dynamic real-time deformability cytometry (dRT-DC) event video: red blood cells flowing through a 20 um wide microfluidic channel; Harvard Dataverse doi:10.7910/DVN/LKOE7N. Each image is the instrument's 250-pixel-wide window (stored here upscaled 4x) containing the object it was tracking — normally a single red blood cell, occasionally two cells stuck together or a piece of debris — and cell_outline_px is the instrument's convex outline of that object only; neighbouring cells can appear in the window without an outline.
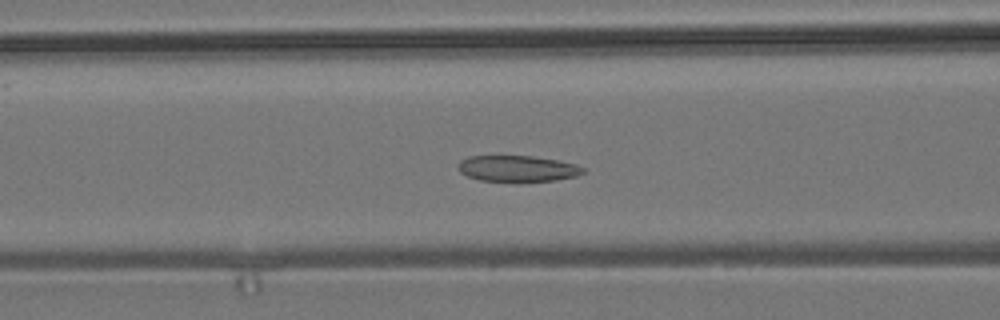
{"species": "common noctule bat (a hibernating species)", "species_latin": "Nyctalus noctula", "temperature_condition": "room temperature", "stored_images_in_passage": 54, "camera_frame_rate_fps": 3000, "um_per_image_px": 0.085, "animal": {"sex": "male", "body_mass_g": 19.2, "forearm_length_mm": 51.8}, "frame": {"image": 1, "passage_image": 21, "time_ms": 6.667, "image_size_px": [1000, 320], "cell_outline_px": [[584, 172], [576, 176], [556, 180], [516, 184], [480, 180], [468, 176], [460, 172], [456, 168], [456, 164], [460, 160], [468, 156], [532, 156], [556, 160], [576, 164], [584, 168]], "centroid_in_image_um": [43.94, 14.36], "position_along_channel_um": 122.7, "area_um2": 19.77}}
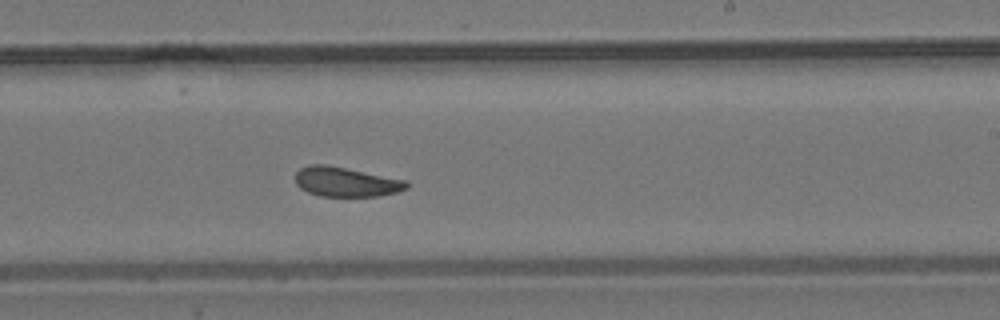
{"frame": {"image": 2, "passage_image": 32, "time_ms": 10.333, "image_size_px": [1000, 320], "cell_outline_px": [[408, 188], [396, 192], [380, 196], [320, 196], [308, 192], [300, 188], [296, 184], [296, 172], [300, 168], [312, 164], [324, 164], [408, 180]], "centroid_in_image_um": [29.41, 15.46], "position_along_channel_um": 259.6, "area_um2": 19.13}}
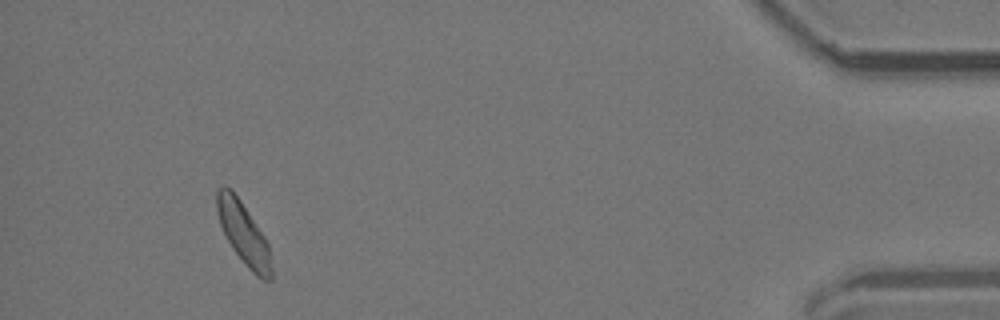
{"frame": {"image": 3, "passage_image": 50, "time_ms": 16.333, "image_size_px": [1000, 320], "cell_outline_px": [[272, 280], [264, 280], [256, 276], [248, 268], [232, 248], [220, 224], [216, 208], [216, 192], [224, 184], [232, 188], [264, 236], [268, 244], [272, 268]], "centroid_in_image_um": [20.69, 19.83], "position_along_channel_um": 414.5, "area_um2": 19.54}, "authors_computed_cell_mechanics": {"area_um2": 19.7965, "velocity_mm_per_s": 3.7561, "shape_relaxation_time_tau1_ms": 7.1776, "shape_relaxation_time_tau2_ms": 2.9199, "deformation_change_tau1": 0.1062, "deformation_change_tau2": 0.0755}}